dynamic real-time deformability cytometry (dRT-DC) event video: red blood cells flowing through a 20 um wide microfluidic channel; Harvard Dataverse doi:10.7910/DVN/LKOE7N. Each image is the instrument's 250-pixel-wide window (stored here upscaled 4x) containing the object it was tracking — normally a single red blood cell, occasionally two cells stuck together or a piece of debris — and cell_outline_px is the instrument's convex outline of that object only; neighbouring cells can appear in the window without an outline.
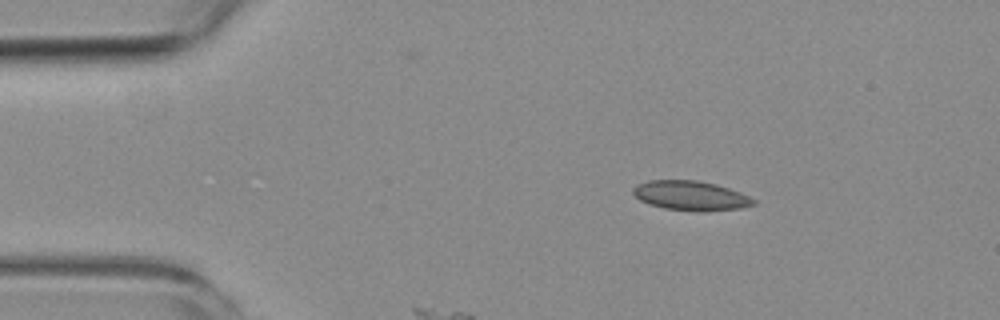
{"species": "common noctule bat (a hibernating species)", "species_latin": "Nyctalus noctula", "temperature_condition": "room temperature", "stored_images_in_passage": 4, "segment_of_instrument_passage": [1, 3], "camera_frame_rate_fps": 3000, "um_per_image_px": 0.085, "animal": {"sex": "female", "body_mass_g": 19.3, "forearm_length_mm": 54.1}, "frame": {"image": 1, "passage_image": 2, "time_ms": 1.333, "image_size_px": [1000, 320], "cell_outline_px": [[756, 204], [740, 208], [708, 212], [696, 212], [664, 208], [648, 204], [640, 200], [632, 192], [632, 188], [636, 184], [648, 180], [696, 180], [716, 184], [740, 192], [756, 200]], "centroid_in_image_um": [58.7, 16.64], "position_along_channel_um": 26.3, "area_um2": 20.98}}